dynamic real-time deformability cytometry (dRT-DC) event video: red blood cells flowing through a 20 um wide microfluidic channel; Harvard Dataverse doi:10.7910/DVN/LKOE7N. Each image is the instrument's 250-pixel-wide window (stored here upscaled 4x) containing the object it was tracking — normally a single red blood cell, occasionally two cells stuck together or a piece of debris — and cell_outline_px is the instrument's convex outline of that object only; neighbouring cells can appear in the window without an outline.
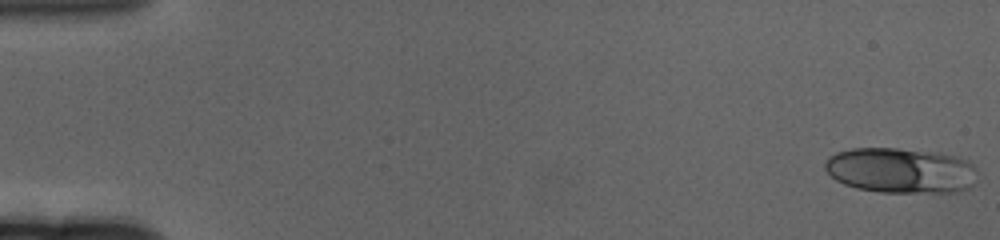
{"species": "human", "species_latin": "Homo sapiens", "temperature_condition": "cold", "stored_images_in_passage": 61, "camera_frame_rate_fps": 3000, "um_per_image_px": 0.085, "donor": {"sex": "female"}, "frame": {"image": 1, "passage_image": 1, "time_ms": 0.0, "image_size_px": [1000, 240], "cell_outline_px": [[976, 168], [972, 188], [956, 192], [880, 192], [856, 188], [844, 184], [836, 180], [824, 168], [824, 164], [828, 156], [836, 152], [852, 148], [896, 148], [936, 152], [956, 156], [968, 160]], "centroid_in_image_um": [76.56, 14.48], "position_along_channel_um": 8.4, "area_um2": 40.52}}
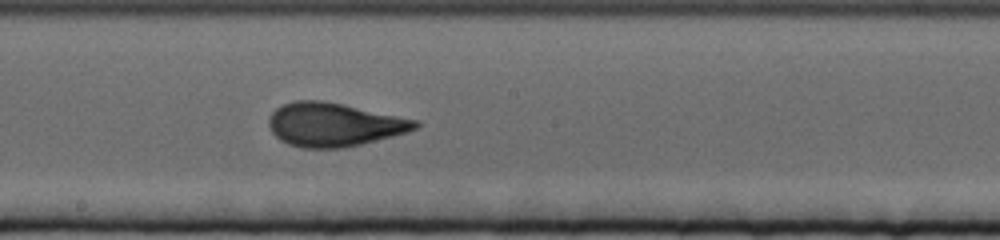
{"frame": {"image": 2, "passage_image": 34, "time_ms": 11.0, "image_size_px": [1000, 240], "cell_outline_px": [[420, 124], [416, 128], [408, 132], [344, 148], [304, 148], [288, 144], [280, 140], [272, 132], [268, 124], [268, 116], [276, 108], [284, 104], [296, 100], [320, 100], [420, 120]], "centroid_in_image_um": [28.37, 10.59], "position_along_channel_um": 219.8, "area_um2": 37.05}}
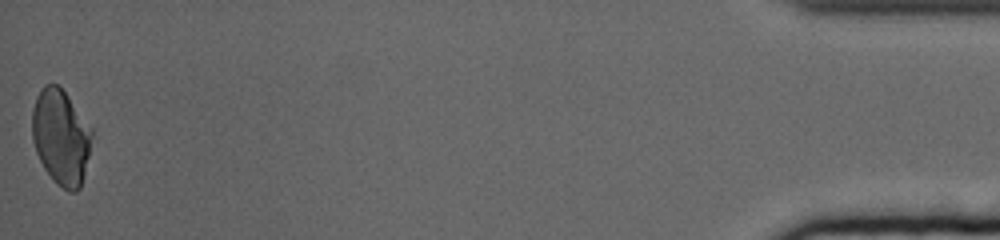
{"frame": {"image": 3, "passage_image": 61, "time_ms": 20.0, "image_size_px": [1000, 240], "cell_outline_px": [[92, 136], [88, 156], [80, 188], [76, 192], [68, 192], [56, 184], [52, 180], [44, 168], [36, 152], [32, 140], [32, 108], [36, 96], [40, 88], [44, 84], [56, 84], [64, 92], [92, 128]], "centroid_in_image_um": [5.15, 11.66], "position_along_channel_um": 430.1, "area_um2": 33.12}, "authors_computed_cell_mechanics": {"area_um2": 35.9516, "velocity_mm_per_s": 3.3127, "shape_relaxation_time_tau1_ms": 6.7286, "shape_relaxation_time_tau2_ms": 0.834, "deformation_change_tau1": 0.1952, "deformation_change_tau2": 0.0686}}